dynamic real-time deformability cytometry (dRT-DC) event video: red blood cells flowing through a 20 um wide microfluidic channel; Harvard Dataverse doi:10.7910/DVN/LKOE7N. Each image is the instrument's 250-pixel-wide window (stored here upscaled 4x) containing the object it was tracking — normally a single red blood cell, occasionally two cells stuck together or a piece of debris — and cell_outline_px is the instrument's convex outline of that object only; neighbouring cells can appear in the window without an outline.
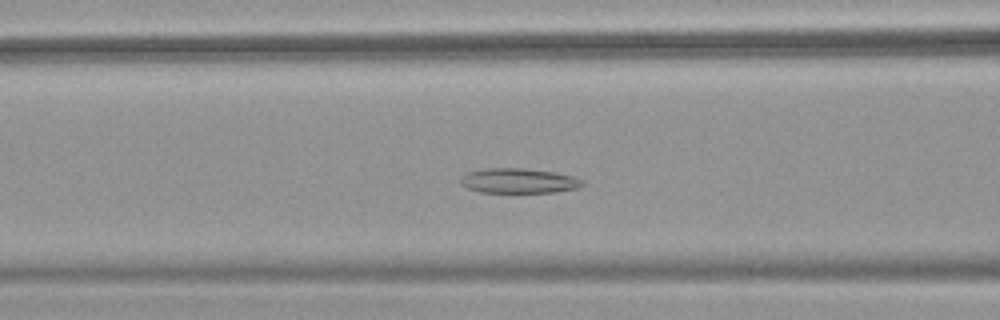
{"species": "common noctule bat (a hibernating species)", "species_latin": "Nyctalus noctula", "temperature_condition": "warm", "stored_images_in_passage": 50, "camera_frame_rate_fps": 3000, "um_per_image_px": 0.085, "animal": {"sex": "female", "body_mass_g": 18.4}, "frame": {"image": 1, "passage_image": 18, "time_ms": 5.667, "image_size_px": [1000, 320], "cell_outline_px": [[584, 184], [576, 188], [556, 192], [480, 192], [468, 188], [460, 184], [460, 180], [468, 172], [488, 168], [520, 168], [552, 172], [572, 176], [584, 180]], "centroid_in_image_um": [44.09, 15.37], "position_along_channel_um": 122.5, "area_um2": 17.4}}
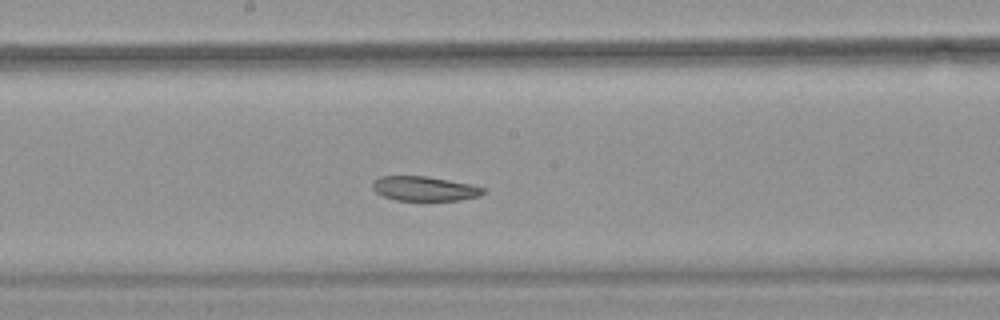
{"frame": {"image": 2, "passage_image": 25, "time_ms": 8.0, "image_size_px": [1000, 320], "cell_outline_px": [[484, 192], [480, 196], [460, 200], [396, 200], [384, 196], [376, 192], [372, 188], [372, 184], [380, 176], [428, 176], [468, 184], [484, 188]], "centroid_in_image_um": [36.07, 16.03], "position_along_channel_um": 212.1, "area_um2": 15.61}}
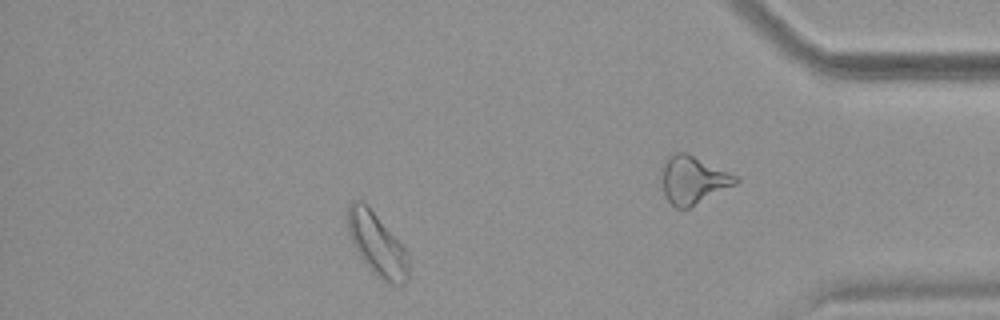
{"frame": {"image": 3, "passage_image": 43, "time_ms": 14.0, "image_size_px": [1000, 320], "cell_outline_px": [[408, 280], [404, 284], [392, 284], [380, 280], [368, 268], [352, 244], [348, 232], [348, 204], [356, 200], [360, 200], [376, 216], [408, 252]], "centroid_in_image_um": [32.05, 20.84], "position_along_channel_um": 403.2, "area_um2": 21.85}, "authors_computed_cell_mechanics": {"area_um2": 20.0566, "velocity_mm_per_s": 3.8556, "shape_relaxation_time_tau1_ms": null, "shape_relaxation_time_tau2_ms": 5.6395, "deformation_change_tau1": null, "deformation_change_tau2": 0.1226}}